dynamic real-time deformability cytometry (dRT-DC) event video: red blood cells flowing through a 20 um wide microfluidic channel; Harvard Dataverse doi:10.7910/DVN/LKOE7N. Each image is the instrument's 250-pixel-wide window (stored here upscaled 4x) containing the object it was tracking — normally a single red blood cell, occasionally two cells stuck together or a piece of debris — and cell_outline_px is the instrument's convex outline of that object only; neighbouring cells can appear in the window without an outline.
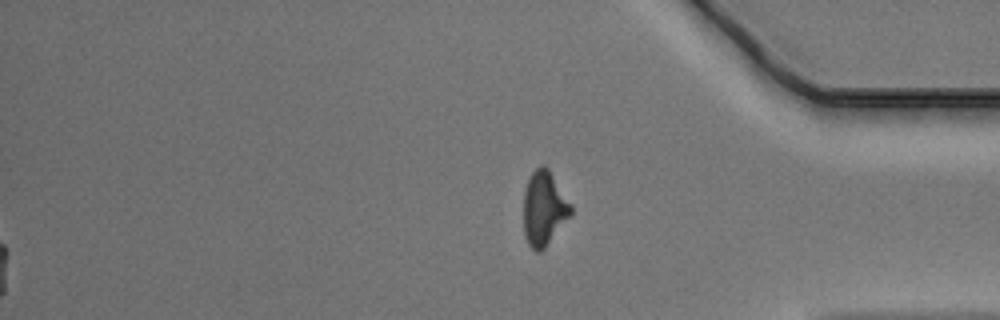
{"species": "Egyptian fruit bat (a non-hibernating species)", "species_latin": "Rousettus aegyptiacus", "temperature_condition": "warm", "stored_images_in_passage": 41, "segment_of_instrument_passage": [2, 2], "camera_frame_rate_fps": 3000, "um_per_image_px": 0.085, "animal": {"sex": "male"}, "frame": {"image": 1, "passage_image": 41, "time_ms": 13.333, "image_size_px": [1000, 320], "cell_outline_px": [[572, 212], [544, 248], [540, 252], [536, 252], [528, 244], [524, 232], [524, 192], [528, 180], [532, 172], [540, 164], [544, 164], [548, 168], [572, 204]], "centroid_in_image_um": [46.23, 17.68], "position_along_channel_um": 389.0, "area_um2": 20.29}}